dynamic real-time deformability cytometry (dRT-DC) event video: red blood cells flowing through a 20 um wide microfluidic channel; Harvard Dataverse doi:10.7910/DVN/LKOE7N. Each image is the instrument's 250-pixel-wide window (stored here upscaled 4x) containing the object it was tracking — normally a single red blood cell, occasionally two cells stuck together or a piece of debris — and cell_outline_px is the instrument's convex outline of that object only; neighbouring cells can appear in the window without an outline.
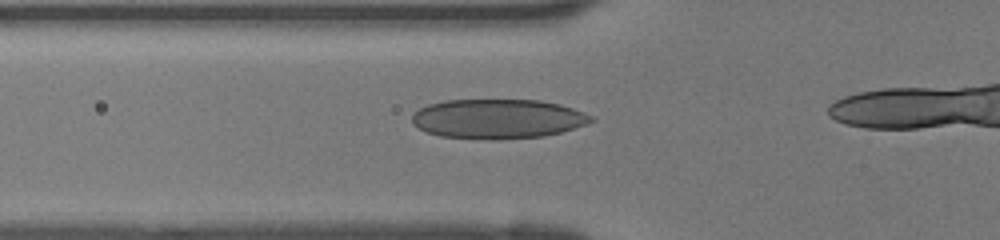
{"species": "human", "species_latin": "Homo sapiens", "temperature_condition": "room temperature", "stored_images_in_passage": 21, "camera_frame_rate_fps": 3000, "um_per_image_px": 0.085, "donor": {"sex": "female"}, "frame": {"image": 1, "passage_image": 11, "time_ms": 3.333, "image_size_px": [1000, 240], "cell_outline_px": [[596, 120], [560, 132], [544, 136], [496, 140], [492, 140], [440, 136], [428, 132], [412, 124], [412, 116], [420, 108], [428, 104], [444, 100], [540, 100], [560, 104], [584, 112], [592, 116]], "centroid_in_image_um": [42.3, 10.1], "position_along_channel_um": 83.5, "area_um2": 41.21}}
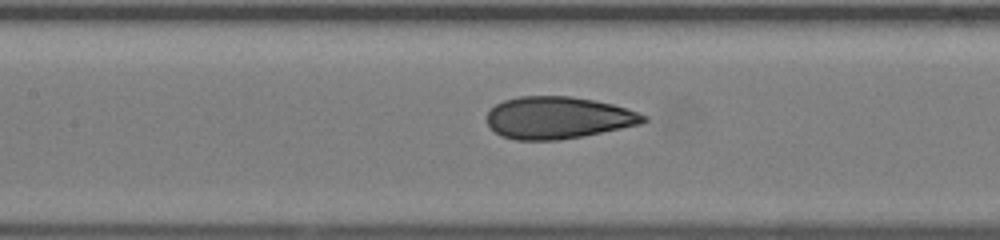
{"frame": {"image": 2, "passage_image": 16, "time_ms": 5.0, "image_size_px": [1000, 240], "cell_outline_px": [[648, 120], [640, 124], [580, 136], [556, 140], [516, 140], [500, 136], [488, 124], [488, 112], [496, 104], [504, 100], [520, 96], [572, 96], [596, 100], [612, 104], [648, 116]], "centroid_in_image_um": [47.42, 10.0], "position_along_channel_um": 160.0, "area_um2": 38.09}}
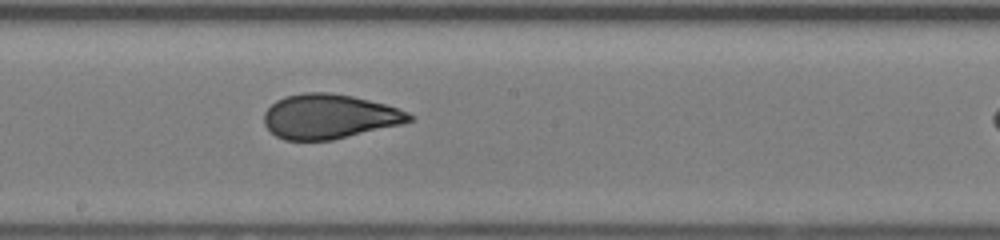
{"frame": {"image": 3, "passage_image": 20, "time_ms": 6.333, "image_size_px": [1000, 240], "cell_outline_px": [[416, 116], [412, 120], [400, 124], [332, 140], [284, 140], [276, 136], [264, 124], [264, 112], [276, 100], [284, 96], [304, 92], [328, 92], [352, 96], [384, 104], [408, 112]], "centroid_in_image_um": [27.96, 9.89], "position_along_channel_um": 220.2, "area_um2": 37.51}}